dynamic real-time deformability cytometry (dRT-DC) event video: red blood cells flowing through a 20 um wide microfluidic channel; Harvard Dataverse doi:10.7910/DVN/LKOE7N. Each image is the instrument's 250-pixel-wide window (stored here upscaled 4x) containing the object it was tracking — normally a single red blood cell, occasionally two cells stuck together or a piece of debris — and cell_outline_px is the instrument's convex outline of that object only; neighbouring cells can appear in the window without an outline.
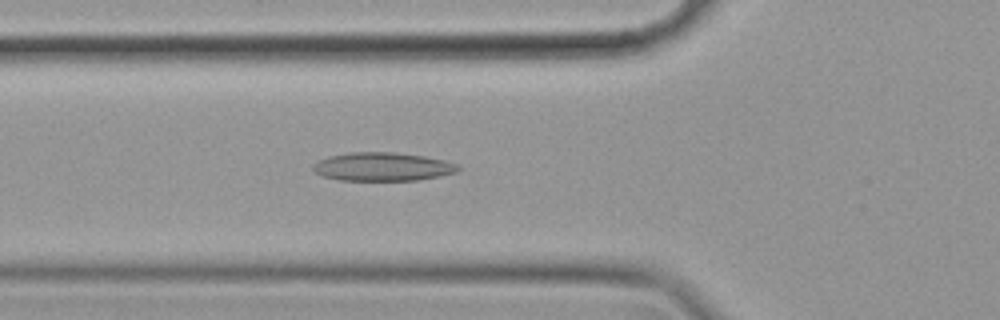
{"species": "common noctule bat (a hibernating species)", "species_latin": "Nyctalus noctula", "temperature_condition": "cold", "stored_images_in_passage": 52, "camera_frame_rate_fps": 3000, "um_per_image_px": 0.085, "animal": {"sex": "female", "body_mass_g": 19.9}, "frame": {"image": 1, "passage_image": 15, "time_ms": 4.667, "image_size_px": [1000, 320], "cell_outline_px": [[460, 168], [456, 172], [440, 176], [416, 180], [340, 180], [324, 176], [316, 172], [312, 168], [312, 164], [328, 156], [352, 152], [392, 152], [424, 156], [444, 160], [456, 164]], "centroid_in_image_um": [32.51, 14.16], "position_along_channel_um": 93.3, "area_um2": 23.87}}
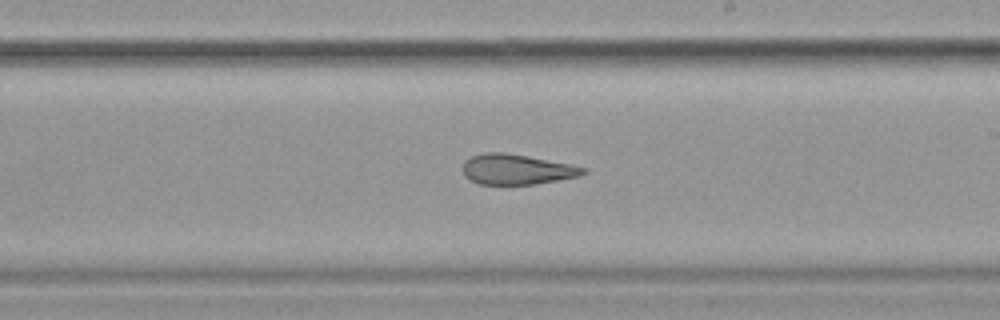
{"frame": {"image": 2, "passage_image": 28, "time_ms": 9.0, "image_size_px": [1000, 320], "cell_outline_px": [[588, 172], [580, 176], [532, 184], [480, 184], [464, 176], [464, 160], [472, 156], [484, 152], [504, 152], [528, 156], [588, 168]], "centroid_in_image_um": [43.93, 14.39], "position_along_channel_um": 245.1, "area_um2": 21.04}}
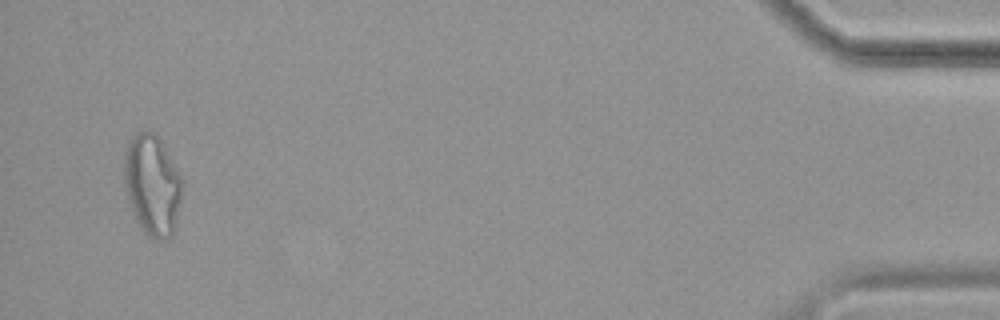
{"frame": {"image": 3, "passage_image": 50, "time_ms": 16.333, "image_size_px": [1000, 320], "cell_outline_px": [[184, 184], [176, 224], [172, 236], [168, 240], [156, 240], [148, 236], [144, 232], [128, 200], [124, 184], [124, 152], [128, 144], [140, 132], [152, 132], [160, 140], [184, 180]], "centroid_in_image_um": [12.98, 15.77], "position_along_channel_um": 422.2, "area_um2": 33.87}, "authors_computed_cell_mechanics": {"area_um2": 24.4783, "velocity_mm_per_s": 3.5057, "shape_relaxation_time_tau1_ms": null, "shape_relaxation_time_tau2_ms": 2.9017, "deformation_change_tau1": null, "deformation_change_tau2": 0.1109}}